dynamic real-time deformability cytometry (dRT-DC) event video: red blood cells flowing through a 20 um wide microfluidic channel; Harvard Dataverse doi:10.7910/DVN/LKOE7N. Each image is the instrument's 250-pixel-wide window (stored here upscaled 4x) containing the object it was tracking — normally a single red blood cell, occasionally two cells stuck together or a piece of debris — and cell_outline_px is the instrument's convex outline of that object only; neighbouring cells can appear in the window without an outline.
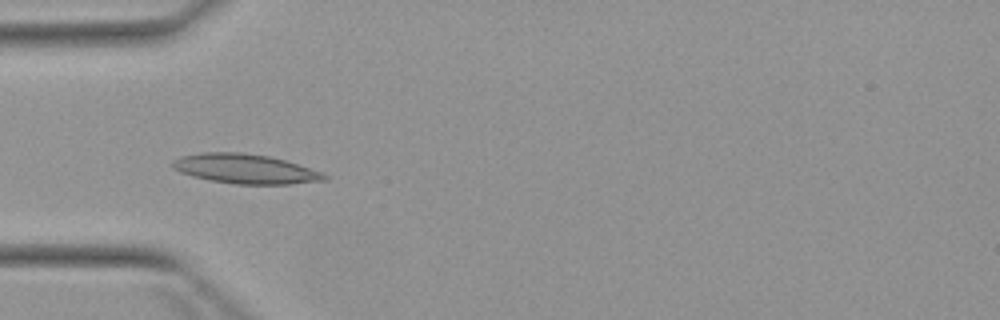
{"species": "Egyptian fruit bat (a non-hibernating species)", "species_latin": "Rousettus aegyptiacus", "temperature_condition": "warm", "stored_images_in_passage": 7, "camera_frame_rate_fps": 3000, "um_per_image_px": 0.085, "animal": {"sex": "female"}, "frame": {"image": 1, "passage_image": 5, "time_ms": 4.667, "image_size_px": [1000, 320], "cell_outline_px": [[328, 180], [292, 184], [236, 184], [212, 180], [192, 176], [180, 172], [172, 168], [172, 160], [180, 156], [200, 152], [240, 152], [268, 156], [284, 160], [324, 172], [328, 176]], "centroid_in_image_um": [20.86, 14.35], "position_along_channel_um": 64.1, "area_um2": 26.24}}
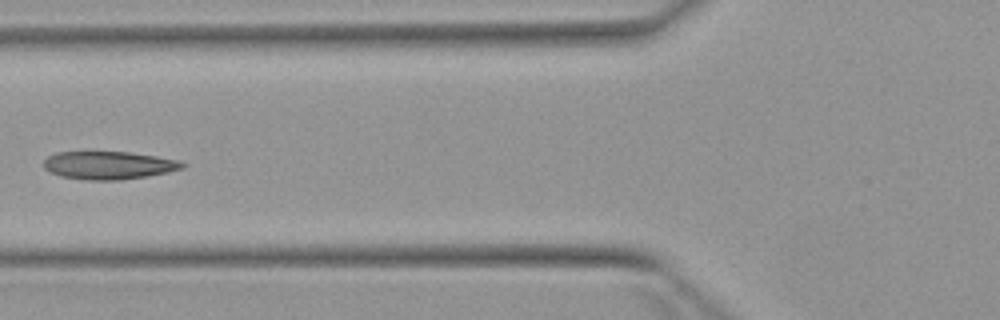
{"frame": {"image": 2, "passage_image": 6, "time_ms": 6.0, "image_size_px": [1000, 320], "cell_outline_px": [[188, 164], [184, 168], [168, 172], [120, 180], [88, 180], [60, 176], [44, 168], [44, 160], [48, 156], [56, 152], [128, 152], [156, 156], [180, 160]], "centroid_in_image_um": [9.27, 14.04], "position_along_channel_um": 116.5, "area_um2": 22.54}}
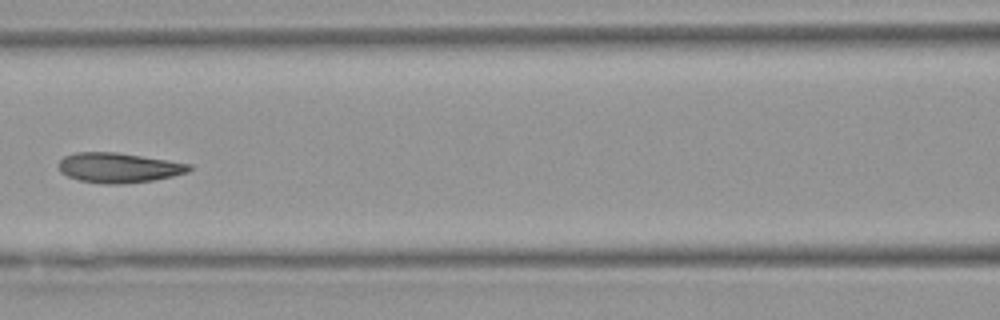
{"frame": {"image": 3, "passage_image": 7, "time_ms": 7.0, "image_size_px": [1000, 320], "cell_outline_px": [[192, 168], [188, 172], [172, 176], [152, 180], [116, 184], [104, 184], [80, 180], [68, 176], [60, 172], [56, 164], [64, 156], [76, 152], [116, 152], [168, 160], [192, 164]], "centroid_in_image_um": [10.06, 14.24], "position_along_channel_um": 156.5, "area_um2": 22.72}}